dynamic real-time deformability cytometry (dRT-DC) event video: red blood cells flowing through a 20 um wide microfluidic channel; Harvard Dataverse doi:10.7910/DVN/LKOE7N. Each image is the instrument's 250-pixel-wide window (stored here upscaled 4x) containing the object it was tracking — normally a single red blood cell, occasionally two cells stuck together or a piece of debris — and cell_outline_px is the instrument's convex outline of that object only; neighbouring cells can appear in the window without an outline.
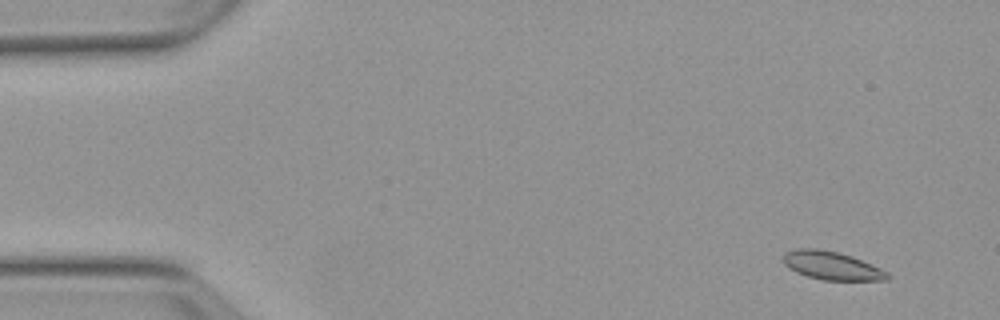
{"species": "Egyptian fruit bat (a non-hibernating species)", "species_latin": "Rousettus aegyptiacus", "temperature_condition": "warm", "stored_images_in_passage": 2, "camera_frame_rate_fps": 3000, "um_per_image_px": 0.085, "animal": {"sex": "female"}, "frame": {"image": 1, "passage_image": 1, "time_ms": 0.0, "image_size_px": [1000, 320], "cell_outline_px": [[888, 280], [824, 280], [808, 276], [796, 272], [784, 264], [784, 252], [796, 248], [816, 248], [836, 252], [852, 256], [880, 268], [888, 272]], "centroid_in_image_um": [70.68, 22.57], "position_along_channel_um": 14.3, "area_um2": 16.99}}